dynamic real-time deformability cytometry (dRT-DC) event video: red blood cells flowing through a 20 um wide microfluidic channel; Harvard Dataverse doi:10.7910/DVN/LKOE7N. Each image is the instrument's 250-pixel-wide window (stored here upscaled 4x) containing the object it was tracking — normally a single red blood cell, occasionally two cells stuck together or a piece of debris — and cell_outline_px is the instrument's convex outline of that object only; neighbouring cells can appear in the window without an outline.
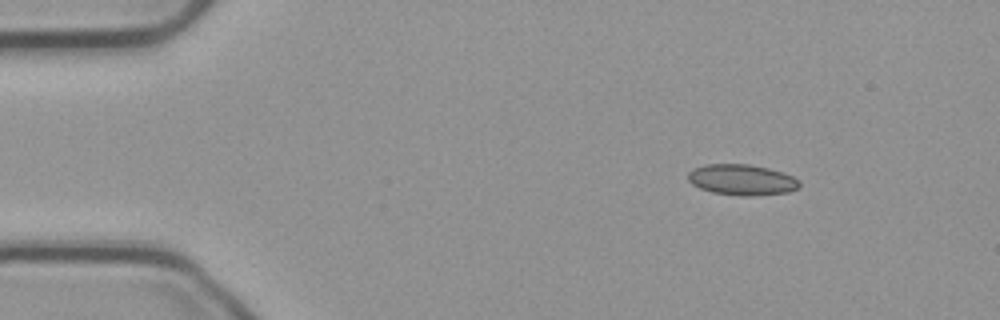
{"species": "common noctule bat (a hibernating species)", "species_latin": "Nyctalus noctula", "temperature_condition": "cold", "stored_images_in_passage": 4, "camera_frame_rate_fps": 3000, "um_per_image_px": 0.085, "animal": {"sex": "male", "body_mass_g": 23.1, "forearm_length_mm": 52.7}, "frame": {"image": 1, "passage_image": 1, "time_ms": 0.0, "image_size_px": [1000, 320], "cell_outline_px": [[800, 188], [788, 192], [752, 196], [740, 196], [712, 192], [700, 188], [692, 184], [688, 180], [688, 172], [692, 168], [704, 164], [748, 164], [768, 168], [784, 172], [800, 180]], "centroid_in_image_um": [63.06, 15.28], "position_along_channel_um": 21.9, "area_um2": 20.23}}